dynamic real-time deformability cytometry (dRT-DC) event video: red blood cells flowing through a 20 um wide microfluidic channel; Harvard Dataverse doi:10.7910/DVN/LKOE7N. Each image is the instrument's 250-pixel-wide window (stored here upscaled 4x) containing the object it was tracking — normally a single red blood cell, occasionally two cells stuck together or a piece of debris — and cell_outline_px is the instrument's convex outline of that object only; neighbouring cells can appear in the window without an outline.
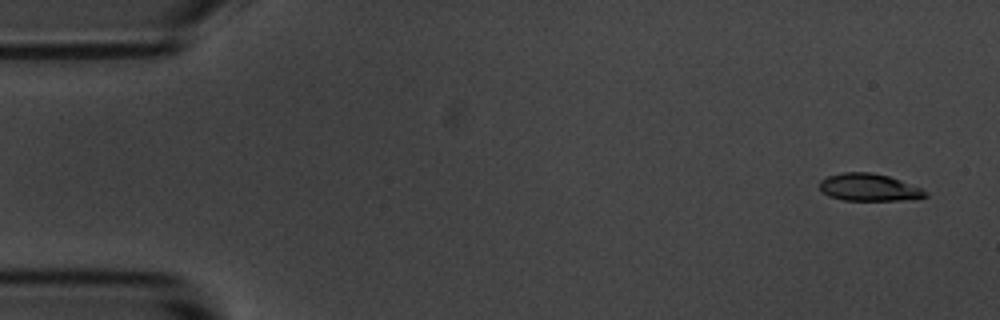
{"species": "common noctule bat (a hibernating species)", "species_latin": "Nyctalus noctula", "temperature_condition": "room temperature", "stored_images_in_passage": 15, "camera_frame_rate_fps": 3000, "um_per_image_px": 0.085, "animal": {"sex": "male", "body_mass_g": 20.1, "forearm_length_mm": 53.5}, "frame": {"image": 1, "passage_image": 1, "time_ms": 0.0, "image_size_px": [1000, 320], "cell_outline_px": [[928, 196], [916, 200], [844, 200], [828, 196], [820, 188], [820, 180], [828, 176], [840, 172], [872, 172], [888, 176], [900, 180], [920, 188]], "centroid_in_image_um": [73.85, 15.93], "position_along_channel_um": 11.1, "area_um2": 16.82}}
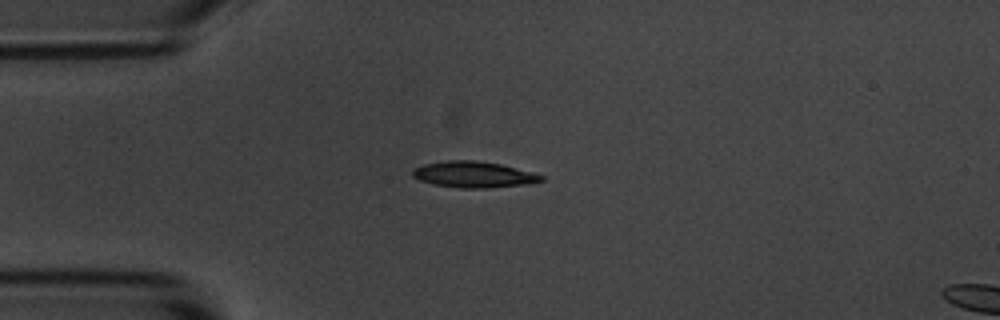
{"frame": {"image": 2, "passage_image": 12, "time_ms": 3.667, "image_size_px": [1000, 320], "cell_outline_px": [[544, 180], [528, 184], [488, 188], [460, 188], [432, 184], [420, 180], [412, 176], [412, 168], [424, 164], [448, 160], [476, 160], [500, 164], [532, 172], [544, 176]], "centroid_in_image_um": [40.24, 14.83], "position_along_channel_um": 44.8, "area_um2": 19.65}}